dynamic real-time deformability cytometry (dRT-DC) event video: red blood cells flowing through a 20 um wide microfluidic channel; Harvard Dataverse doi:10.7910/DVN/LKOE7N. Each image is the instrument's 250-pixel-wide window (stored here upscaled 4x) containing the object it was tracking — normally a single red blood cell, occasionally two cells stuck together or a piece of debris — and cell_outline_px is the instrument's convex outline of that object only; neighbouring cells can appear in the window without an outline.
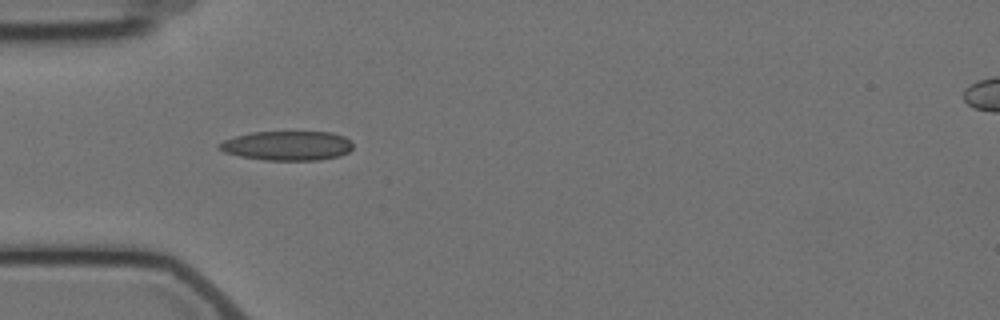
{"species": "Egyptian fruit bat (a non-hibernating species)", "species_latin": "Rousettus aegyptiacus", "temperature_condition": "cold", "stored_images_in_passage": 7, "camera_frame_rate_fps": 3000, "um_per_image_px": 0.085, "animal": {"sex": "female"}, "frame": {"image": 1, "passage_image": 5, "time_ms": 4.667, "image_size_px": [1000, 320], "cell_outline_px": [[352, 148], [348, 152], [340, 156], [320, 160], [264, 160], [240, 156], [224, 152], [216, 148], [216, 144], [224, 140], [236, 136], [252, 132], [332, 132], [344, 136], [352, 140]], "centroid_in_image_um": [24.42, 12.38], "position_along_channel_um": 60.6, "area_um2": 23.12}}
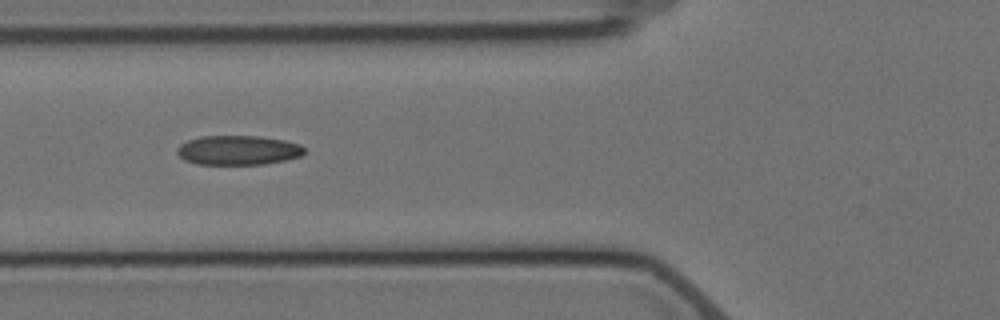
{"frame": {"image": 2, "passage_image": 6, "time_ms": 6.0, "image_size_px": [1000, 320], "cell_outline_px": [[304, 152], [300, 156], [284, 160], [264, 164], [196, 164], [184, 160], [176, 152], [176, 148], [180, 144], [188, 140], [200, 136], [260, 136], [284, 140], [300, 144], [304, 148]], "centroid_in_image_um": [20.21, 12.76], "position_along_channel_um": 105.6, "area_um2": 21.85}}
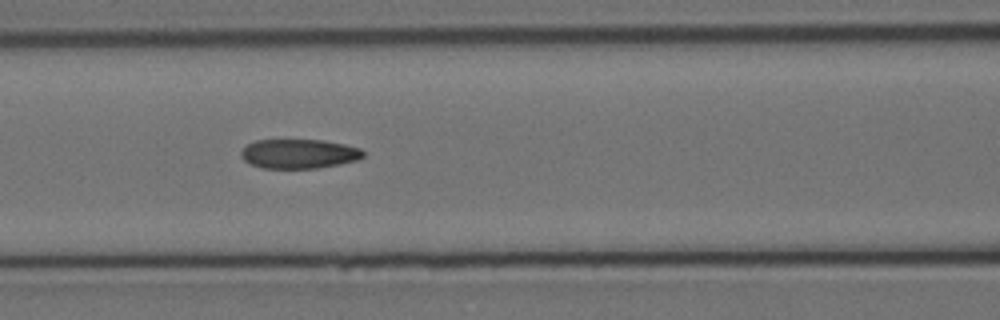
{"frame": {"image": 3, "passage_image": 7, "time_ms": 7.0, "image_size_px": [1000, 320], "cell_outline_px": [[364, 156], [356, 160], [340, 164], [316, 168], [264, 168], [252, 164], [244, 160], [240, 156], [240, 152], [248, 144], [256, 140], [324, 140], [344, 144], [360, 148], [364, 152]], "centroid_in_image_um": [25.42, 13.07], "position_along_channel_um": 141.2, "area_um2": 20.81}}